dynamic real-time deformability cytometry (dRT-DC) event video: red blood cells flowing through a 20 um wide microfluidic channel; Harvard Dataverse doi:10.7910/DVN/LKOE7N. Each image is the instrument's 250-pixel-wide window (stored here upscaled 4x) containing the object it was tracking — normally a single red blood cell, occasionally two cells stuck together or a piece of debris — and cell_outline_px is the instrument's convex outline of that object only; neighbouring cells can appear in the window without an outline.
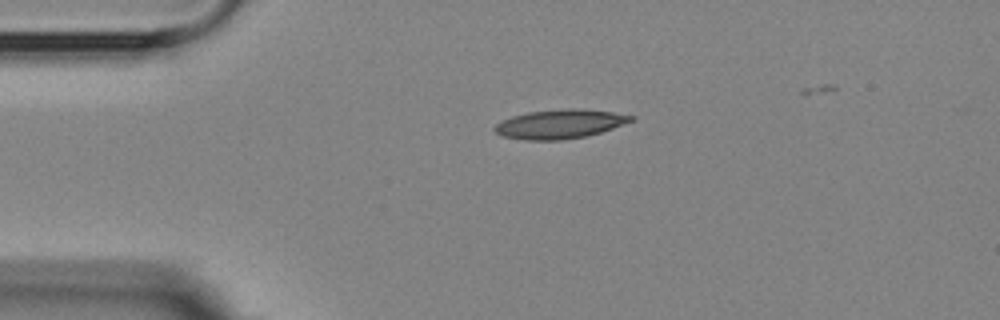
{"species": "Egyptian fruit bat (a non-hibernating species)", "species_latin": "Rousettus aegyptiacus", "temperature_condition": "room temperature", "stored_images_in_passage": 2, "camera_frame_rate_fps": 3000, "um_per_image_px": 0.085, "animal": {"sex": "female"}, "frame": {"image": 1, "passage_image": 1, "time_ms": 0.0, "image_size_px": [1000, 320], "cell_outline_px": [[636, 120], [588, 136], [560, 140], [524, 140], [504, 136], [496, 132], [492, 128], [500, 120], [512, 116], [528, 112], [568, 108], [580, 108], [612, 112], [636, 116]], "centroid_in_image_um": [47.6, 10.53], "position_along_channel_um": 37.4, "area_um2": 23.24}}